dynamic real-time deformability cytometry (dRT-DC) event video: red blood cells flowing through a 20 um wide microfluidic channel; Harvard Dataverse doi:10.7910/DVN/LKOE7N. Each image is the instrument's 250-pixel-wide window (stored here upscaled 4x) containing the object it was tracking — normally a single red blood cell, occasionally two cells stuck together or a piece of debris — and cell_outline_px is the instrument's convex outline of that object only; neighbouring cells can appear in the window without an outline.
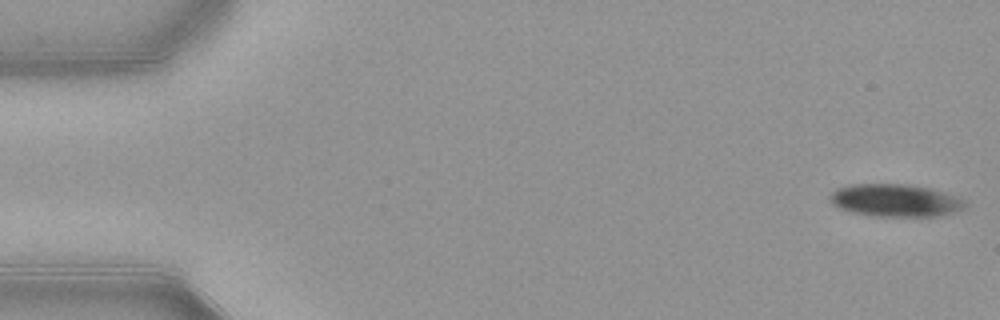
{"species": "common noctule bat (a hibernating species)", "species_latin": "Nyctalus noctula", "temperature_condition": "warm", "stored_images_in_passage": 7, "camera_frame_rate_fps": 3000, "um_per_image_px": 0.085, "animal": {"sex": "female", "body_mass_g": 21.9}, "frame": {"image": 1, "passage_image": 1, "time_ms": 0.0, "image_size_px": [1000, 320], "cell_outline_px": [[968, 204], [964, 208], [944, 216], [880, 216], [852, 212], [840, 208], [832, 204], [828, 196], [836, 188], [848, 184], [908, 184], [932, 188], [960, 196]], "centroid_in_image_um": [76.15, 17.02], "position_along_channel_um": 8.9, "area_um2": 26.01}}